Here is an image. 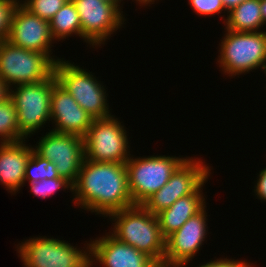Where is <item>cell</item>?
<instances>
[{
  "instance_id": "obj_1",
  "label": "cell",
  "mask_w": 266,
  "mask_h": 267,
  "mask_svg": "<svg viewBox=\"0 0 266 267\" xmlns=\"http://www.w3.org/2000/svg\"><path fill=\"white\" fill-rule=\"evenodd\" d=\"M73 194L76 206L104 217L134 206L126 163L95 162L84 158L73 184Z\"/></svg>"
},
{
  "instance_id": "obj_2",
  "label": "cell",
  "mask_w": 266,
  "mask_h": 267,
  "mask_svg": "<svg viewBox=\"0 0 266 267\" xmlns=\"http://www.w3.org/2000/svg\"><path fill=\"white\" fill-rule=\"evenodd\" d=\"M114 221L111 234L153 258L161 267L166 252V239L162 235L157 216L143 205H134L109 215Z\"/></svg>"
},
{
  "instance_id": "obj_3",
  "label": "cell",
  "mask_w": 266,
  "mask_h": 267,
  "mask_svg": "<svg viewBox=\"0 0 266 267\" xmlns=\"http://www.w3.org/2000/svg\"><path fill=\"white\" fill-rule=\"evenodd\" d=\"M226 32L220 42V56L217 63L228 76L249 73V71L266 68V31H231Z\"/></svg>"
},
{
  "instance_id": "obj_4",
  "label": "cell",
  "mask_w": 266,
  "mask_h": 267,
  "mask_svg": "<svg viewBox=\"0 0 266 267\" xmlns=\"http://www.w3.org/2000/svg\"><path fill=\"white\" fill-rule=\"evenodd\" d=\"M54 74L58 83L93 119L112 116L106 89L91 72L74 65V62L60 59L55 63Z\"/></svg>"
},
{
  "instance_id": "obj_5",
  "label": "cell",
  "mask_w": 266,
  "mask_h": 267,
  "mask_svg": "<svg viewBox=\"0 0 266 267\" xmlns=\"http://www.w3.org/2000/svg\"><path fill=\"white\" fill-rule=\"evenodd\" d=\"M53 73L48 79L39 83L22 84L9 89L13 101L20 134L27 139L42 126L51 121V92L57 83Z\"/></svg>"
},
{
  "instance_id": "obj_6",
  "label": "cell",
  "mask_w": 266,
  "mask_h": 267,
  "mask_svg": "<svg viewBox=\"0 0 266 267\" xmlns=\"http://www.w3.org/2000/svg\"><path fill=\"white\" fill-rule=\"evenodd\" d=\"M132 157L130 156L126 162V169L129 191L134 205H142L162 188L175 170L188 158L165 155Z\"/></svg>"
},
{
  "instance_id": "obj_7",
  "label": "cell",
  "mask_w": 266,
  "mask_h": 267,
  "mask_svg": "<svg viewBox=\"0 0 266 267\" xmlns=\"http://www.w3.org/2000/svg\"><path fill=\"white\" fill-rule=\"evenodd\" d=\"M54 67L55 63L46 54L0 41V79L9 89L12 85L46 80L54 73Z\"/></svg>"
},
{
  "instance_id": "obj_8",
  "label": "cell",
  "mask_w": 266,
  "mask_h": 267,
  "mask_svg": "<svg viewBox=\"0 0 266 267\" xmlns=\"http://www.w3.org/2000/svg\"><path fill=\"white\" fill-rule=\"evenodd\" d=\"M80 249L63 240L34 237L16 248L24 267H90V243Z\"/></svg>"
},
{
  "instance_id": "obj_9",
  "label": "cell",
  "mask_w": 266,
  "mask_h": 267,
  "mask_svg": "<svg viewBox=\"0 0 266 267\" xmlns=\"http://www.w3.org/2000/svg\"><path fill=\"white\" fill-rule=\"evenodd\" d=\"M127 132L114 115L94 119L84 137L85 159L126 163L131 154Z\"/></svg>"
},
{
  "instance_id": "obj_10",
  "label": "cell",
  "mask_w": 266,
  "mask_h": 267,
  "mask_svg": "<svg viewBox=\"0 0 266 267\" xmlns=\"http://www.w3.org/2000/svg\"><path fill=\"white\" fill-rule=\"evenodd\" d=\"M202 160L187 158L171 175L168 182L142 205L154 215L169 208L179 198L194 193L208 181L211 169Z\"/></svg>"
},
{
  "instance_id": "obj_11",
  "label": "cell",
  "mask_w": 266,
  "mask_h": 267,
  "mask_svg": "<svg viewBox=\"0 0 266 267\" xmlns=\"http://www.w3.org/2000/svg\"><path fill=\"white\" fill-rule=\"evenodd\" d=\"M34 148L39 156L55 164L60 177L76 182L85 158L84 138L49 130Z\"/></svg>"
},
{
  "instance_id": "obj_12",
  "label": "cell",
  "mask_w": 266,
  "mask_h": 267,
  "mask_svg": "<svg viewBox=\"0 0 266 267\" xmlns=\"http://www.w3.org/2000/svg\"><path fill=\"white\" fill-rule=\"evenodd\" d=\"M81 22V37L93 46L104 45L125 22L122 8L105 0H72Z\"/></svg>"
},
{
  "instance_id": "obj_13",
  "label": "cell",
  "mask_w": 266,
  "mask_h": 267,
  "mask_svg": "<svg viewBox=\"0 0 266 267\" xmlns=\"http://www.w3.org/2000/svg\"><path fill=\"white\" fill-rule=\"evenodd\" d=\"M206 217L205 206L166 239L163 267H185L194 258L208 232Z\"/></svg>"
},
{
  "instance_id": "obj_14",
  "label": "cell",
  "mask_w": 266,
  "mask_h": 267,
  "mask_svg": "<svg viewBox=\"0 0 266 267\" xmlns=\"http://www.w3.org/2000/svg\"><path fill=\"white\" fill-rule=\"evenodd\" d=\"M7 41L26 50L46 54L54 63L60 59L51 56V35L49 21L31 14L21 4L16 7Z\"/></svg>"
},
{
  "instance_id": "obj_15",
  "label": "cell",
  "mask_w": 266,
  "mask_h": 267,
  "mask_svg": "<svg viewBox=\"0 0 266 267\" xmlns=\"http://www.w3.org/2000/svg\"><path fill=\"white\" fill-rule=\"evenodd\" d=\"M95 261L103 267H161L153 258L110 233L90 241V267Z\"/></svg>"
},
{
  "instance_id": "obj_16",
  "label": "cell",
  "mask_w": 266,
  "mask_h": 267,
  "mask_svg": "<svg viewBox=\"0 0 266 267\" xmlns=\"http://www.w3.org/2000/svg\"><path fill=\"white\" fill-rule=\"evenodd\" d=\"M50 106L51 121L55 123L52 131L85 137L94 119L58 82L53 86Z\"/></svg>"
},
{
  "instance_id": "obj_17",
  "label": "cell",
  "mask_w": 266,
  "mask_h": 267,
  "mask_svg": "<svg viewBox=\"0 0 266 267\" xmlns=\"http://www.w3.org/2000/svg\"><path fill=\"white\" fill-rule=\"evenodd\" d=\"M25 141L0 143V183L12 194L25 184L26 165L34 149Z\"/></svg>"
},
{
  "instance_id": "obj_18",
  "label": "cell",
  "mask_w": 266,
  "mask_h": 267,
  "mask_svg": "<svg viewBox=\"0 0 266 267\" xmlns=\"http://www.w3.org/2000/svg\"><path fill=\"white\" fill-rule=\"evenodd\" d=\"M203 185L194 193L179 198L169 208L156 214L160 230L165 239L206 206V200L202 193Z\"/></svg>"
},
{
  "instance_id": "obj_19",
  "label": "cell",
  "mask_w": 266,
  "mask_h": 267,
  "mask_svg": "<svg viewBox=\"0 0 266 267\" xmlns=\"http://www.w3.org/2000/svg\"><path fill=\"white\" fill-rule=\"evenodd\" d=\"M227 14L226 19H223L225 24L224 29L259 32L264 25L260 0H245Z\"/></svg>"
},
{
  "instance_id": "obj_20",
  "label": "cell",
  "mask_w": 266,
  "mask_h": 267,
  "mask_svg": "<svg viewBox=\"0 0 266 267\" xmlns=\"http://www.w3.org/2000/svg\"><path fill=\"white\" fill-rule=\"evenodd\" d=\"M54 40H64L72 34L81 38V22L76 6L69 0L49 21Z\"/></svg>"
},
{
  "instance_id": "obj_21",
  "label": "cell",
  "mask_w": 266,
  "mask_h": 267,
  "mask_svg": "<svg viewBox=\"0 0 266 267\" xmlns=\"http://www.w3.org/2000/svg\"><path fill=\"white\" fill-rule=\"evenodd\" d=\"M25 140L20 134L17 122V112L13 101L8 97L0 102V143Z\"/></svg>"
},
{
  "instance_id": "obj_22",
  "label": "cell",
  "mask_w": 266,
  "mask_h": 267,
  "mask_svg": "<svg viewBox=\"0 0 266 267\" xmlns=\"http://www.w3.org/2000/svg\"><path fill=\"white\" fill-rule=\"evenodd\" d=\"M59 177L55 164L39 156L34 150L29 158L25 169V182L30 183Z\"/></svg>"
},
{
  "instance_id": "obj_23",
  "label": "cell",
  "mask_w": 266,
  "mask_h": 267,
  "mask_svg": "<svg viewBox=\"0 0 266 267\" xmlns=\"http://www.w3.org/2000/svg\"><path fill=\"white\" fill-rule=\"evenodd\" d=\"M69 189L73 192V184L64 177H57L52 179H43L30 183V192L41 199L53 196L58 190Z\"/></svg>"
},
{
  "instance_id": "obj_24",
  "label": "cell",
  "mask_w": 266,
  "mask_h": 267,
  "mask_svg": "<svg viewBox=\"0 0 266 267\" xmlns=\"http://www.w3.org/2000/svg\"><path fill=\"white\" fill-rule=\"evenodd\" d=\"M68 1L69 0H19L18 3L27 9L31 14L50 21L56 12Z\"/></svg>"
},
{
  "instance_id": "obj_25",
  "label": "cell",
  "mask_w": 266,
  "mask_h": 267,
  "mask_svg": "<svg viewBox=\"0 0 266 267\" xmlns=\"http://www.w3.org/2000/svg\"><path fill=\"white\" fill-rule=\"evenodd\" d=\"M19 0H0V41L7 40L13 13Z\"/></svg>"
},
{
  "instance_id": "obj_26",
  "label": "cell",
  "mask_w": 266,
  "mask_h": 267,
  "mask_svg": "<svg viewBox=\"0 0 266 267\" xmlns=\"http://www.w3.org/2000/svg\"><path fill=\"white\" fill-rule=\"evenodd\" d=\"M191 9L196 12V14L202 16H213L217 15V13L221 14L224 10L226 12L225 7L223 5L222 0H188Z\"/></svg>"
},
{
  "instance_id": "obj_27",
  "label": "cell",
  "mask_w": 266,
  "mask_h": 267,
  "mask_svg": "<svg viewBox=\"0 0 266 267\" xmlns=\"http://www.w3.org/2000/svg\"><path fill=\"white\" fill-rule=\"evenodd\" d=\"M198 267H254V264L252 266L247 260L217 258V260L215 259L201 266L199 265Z\"/></svg>"
},
{
  "instance_id": "obj_28",
  "label": "cell",
  "mask_w": 266,
  "mask_h": 267,
  "mask_svg": "<svg viewBox=\"0 0 266 267\" xmlns=\"http://www.w3.org/2000/svg\"><path fill=\"white\" fill-rule=\"evenodd\" d=\"M257 178L254 193L260 200L266 202V168L259 172Z\"/></svg>"
},
{
  "instance_id": "obj_29",
  "label": "cell",
  "mask_w": 266,
  "mask_h": 267,
  "mask_svg": "<svg viewBox=\"0 0 266 267\" xmlns=\"http://www.w3.org/2000/svg\"><path fill=\"white\" fill-rule=\"evenodd\" d=\"M245 0H222L225 10L227 12L231 11L233 8L237 7Z\"/></svg>"
},
{
  "instance_id": "obj_30",
  "label": "cell",
  "mask_w": 266,
  "mask_h": 267,
  "mask_svg": "<svg viewBox=\"0 0 266 267\" xmlns=\"http://www.w3.org/2000/svg\"><path fill=\"white\" fill-rule=\"evenodd\" d=\"M9 97L8 86L0 79V102L5 101Z\"/></svg>"
},
{
  "instance_id": "obj_31",
  "label": "cell",
  "mask_w": 266,
  "mask_h": 267,
  "mask_svg": "<svg viewBox=\"0 0 266 267\" xmlns=\"http://www.w3.org/2000/svg\"><path fill=\"white\" fill-rule=\"evenodd\" d=\"M260 8H261L263 23L266 26V0H260Z\"/></svg>"
},
{
  "instance_id": "obj_32",
  "label": "cell",
  "mask_w": 266,
  "mask_h": 267,
  "mask_svg": "<svg viewBox=\"0 0 266 267\" xmlns=\"http://www.w3.org/2000/svg\"><path fill=\"white\" fill-rule=\"evenodd\" d=\"M155 1L156 0H136V2L140 4V6H143L144 4H145L144 6H147L151 3L154 4L153 2Z\"/></svg>"
},
{
  "instance_id": "obj_33",
  "label": "cell",
  "mask_w": 266,
  "mask_h": 267,
  "mask_svg": "<svg viewBox=\"0 0 266 267\" xmlns=\"http://www.w3.org/2000/svg\"><path fill=\"white\" fill-rule=\"evenodd\" d=\"M105 1L117 5L119 8L122 7V6H120V3H121V1H123V0H105Z\"/></svg>"
}]
</instances>
